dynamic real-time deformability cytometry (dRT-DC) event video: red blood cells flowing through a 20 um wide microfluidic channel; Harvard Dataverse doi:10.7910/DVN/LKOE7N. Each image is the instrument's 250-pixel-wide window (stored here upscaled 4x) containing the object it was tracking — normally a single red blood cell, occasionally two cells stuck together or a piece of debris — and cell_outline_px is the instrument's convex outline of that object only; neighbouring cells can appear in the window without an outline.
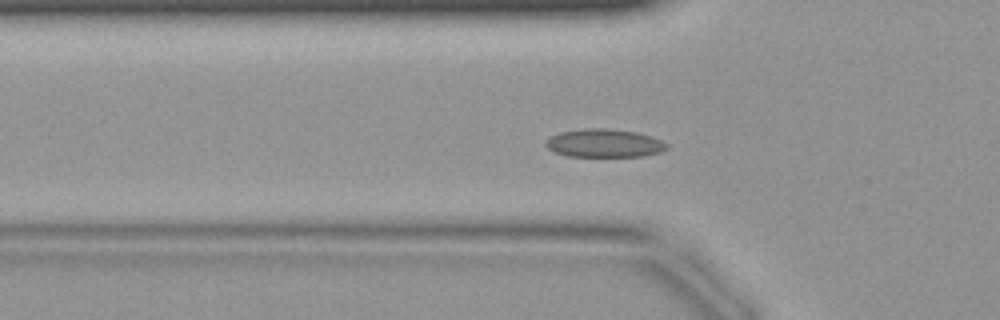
{"species": "common noctule bat (a hibernating species)", "species_latin": "Nyctalus noctula", "temperature_condition": "warm", "stored_images_in_passage": 28, "camera_frame_rate_fps": 3000, "um_per_image_px": 0.085, "animal": {"sex": "female", "body_mass_g": 19.9}, "frame": {"image": 1, "passage_image": 4, "time_ms": 1.0, "image_size_px": [1000, 320], "cell_outline_px": [[668, 148], [660, 152], [644, 156], [568, 156], [556, 152], [548, 148], [544, 144], [552, 136], [560, 132], [584, 128], [604, 128], [636, 132], [652, 136], [668, 144]], "centroid_in_image_um": [51.39, 12.17], "position_along_channel_um": 74.4, "area_um2": 19.77}}
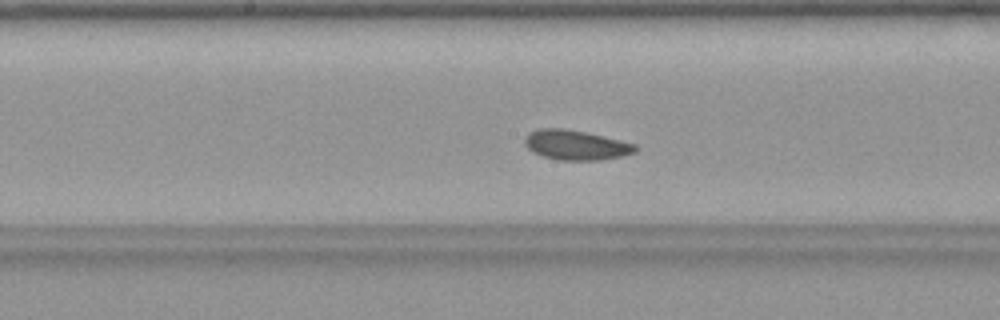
{"frame": {"image": 2, "passage_image": 12, "time_ms": 3.667, "image_size_px": [1000, 320], "cell_outline_px": [[640, 148], [636, 152], [620, 156], [600, 160], [560, 160], [544, 156], [532, 152], [524, 144], [524, 136], [528, 132], [540, 128], [564, 128], [584, 132], [636, 144]], "centroid_in_image_um": [48.92, 12.32], "position_along_channel_um": 199.3, "area_um2": 19.19}}
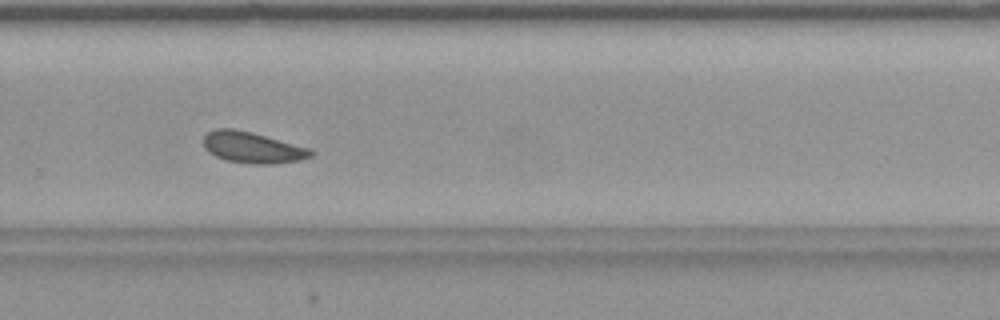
{"frame": {"image": 3, "passage_image": 19, "time_ms": 6.0, "image_size_px": [1000, 320], "cell_outline_px": [[316, 152], [312, 156], [300, 160], [268, 164], [252, 164], [228, 160], [216, 156], [208, 152], [204, 148], [204, 136], [208, 132], [216, 128], [232, 128], [252, 132], [308, 148]], "centroid_in_image_um": [21.44, 12.53], "position_along_channel_um": 308.4, "area_um2": 19.31}}